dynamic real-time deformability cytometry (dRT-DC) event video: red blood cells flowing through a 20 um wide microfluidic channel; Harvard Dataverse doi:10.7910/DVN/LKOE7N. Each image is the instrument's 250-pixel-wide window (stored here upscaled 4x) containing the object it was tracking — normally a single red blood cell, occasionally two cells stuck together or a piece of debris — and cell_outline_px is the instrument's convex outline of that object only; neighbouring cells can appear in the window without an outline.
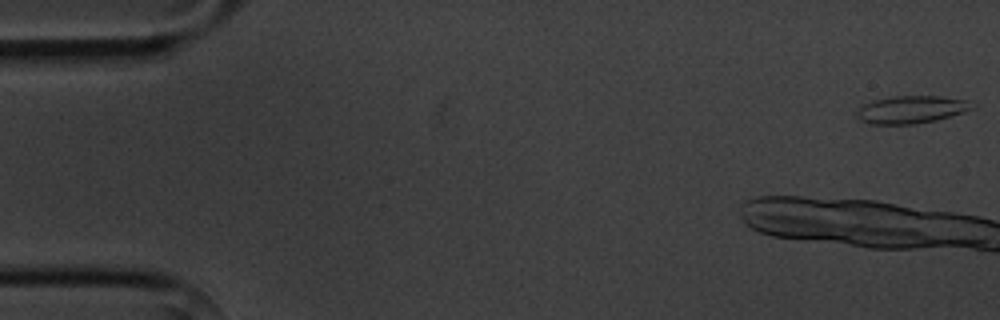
{"species": "common noctule bat (a hibernating species)", "species_latin": "Nyctalus noctula", "temperature_condition": "cold", "stored_images_in_passage": 6, "camera_frame_rate_fps": 3000, "um_per_image_px": 0.085, "animal": {"sex": "male", "body_mass_g": 20.1, "forearm_length_mm": 53.5}, "frame": {"image": 1, "passage_image": 1, "time_ms": 0.0, "image_size_px": [1000, 320], "cell_outline_px": [[976, 108], [964, 112], [936, 120], [916, 124], [872, 124], [860, 120], [856, 116], [856, 112], [860, 104], [872, 100], [892, 96], [940, 96], [964, 100], [976, 104]], "centroid_in_image_um": [77.43, 9.31], "position_along_channel_um": 7.6, "area_um2": 18.79}}